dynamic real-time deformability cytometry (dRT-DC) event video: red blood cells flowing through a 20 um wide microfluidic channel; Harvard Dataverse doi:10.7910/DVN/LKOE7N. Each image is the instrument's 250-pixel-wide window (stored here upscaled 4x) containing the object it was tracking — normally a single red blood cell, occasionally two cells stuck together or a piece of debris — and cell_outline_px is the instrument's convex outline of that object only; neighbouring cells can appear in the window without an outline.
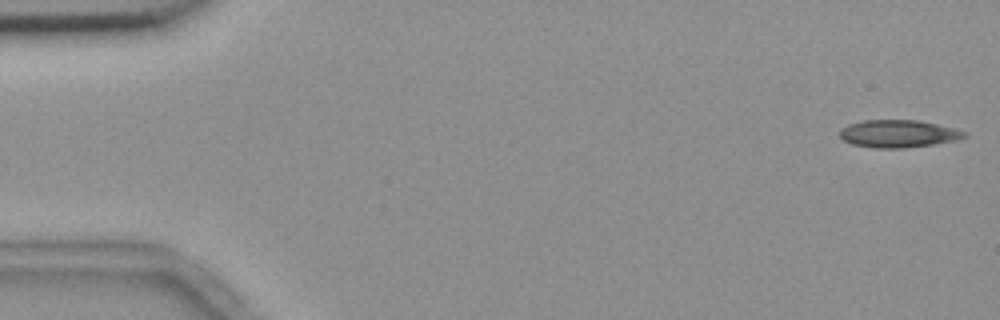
{"species": "common noctule bat (a hibernating species)", "species_latin": "Nyctalus noctula", "temperature_condition": "room temperature", "stored_images_in_passage": 12, "camera_frame_rate_fps": 3000, "um_per_image_px": 0.085, "animal": {"sex": "female", "body_mass_g": 18.4}, "frame": {"image": 1, "passage_image": 1, "time_ms": 0.0, "image_size_px": [1000, 320], "cell_outline_px": [[968, 136], [956, 140], [932, 144], [904, 148], [876, 148], [852, 144], [844, 140], [840, 136], [840, 132], [848, 124], [864, 120], [916, 120], [936, 124], [968, 132]], "centroid_in_image_um": [76.37, 11.36], "position_along_channel_um": 8.6, "area_um2": 19.77}}